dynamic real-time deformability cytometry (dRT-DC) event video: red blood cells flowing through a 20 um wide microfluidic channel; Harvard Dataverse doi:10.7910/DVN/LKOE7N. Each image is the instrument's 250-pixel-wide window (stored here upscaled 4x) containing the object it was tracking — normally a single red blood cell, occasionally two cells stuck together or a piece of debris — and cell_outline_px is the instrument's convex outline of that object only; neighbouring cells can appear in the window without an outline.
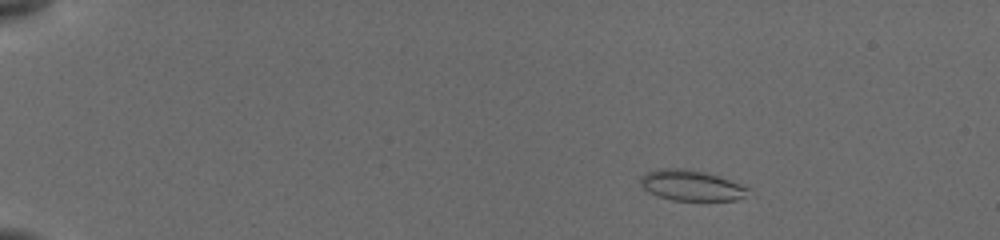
{"species": "common noctule bat (a hibernating species)", "species_latin": "Nyctalus noctula", "temperature_condition": "cold", "stored_images_in_passage": 10, "camera_frame_rate_fps": 3000, "um_per_image_px": 0.085, "animal": {"sex": "female", "body_mass_g": 19.5, "forearm_length_mm": 54.1}, "frame": {"image": 1, "passage_image": 4, "time_ms": 2.333, "image_size_px": [1000, 240], "cell_outline_px": [[756, 196], [736, 200], [672, 200], [660, 196], [644, 188], [640, 184], [640, 176], [648, 172], [660, 168], [684, 168], [704, 172], [752, 188]], "centroid_in_image_um": [58.88, 15.77], "position_along_channel_um": 26.1, "area_um2": 19.36}}
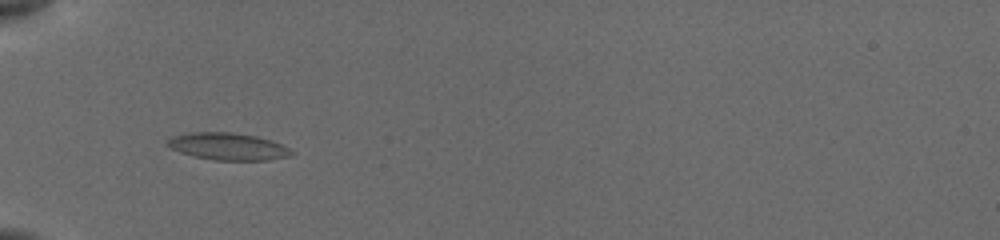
{"frame": {"image": 2, "passage_image": 9, "time_ms": 6.0, "image_size_px": [1000, 240], "cell_outline_px": [[296, 152], [288, 156], [268, 160], [216, 160], [196, 156], [180, 152], [168, 148], [164, 144], [172, 136], [188, 132], [232, 132], [256, 136], [272, 140]], "centroid_in_image_um": [19.34, 12.44], "position_along_channel_um": 65.7, "area_um2": 19.65}}
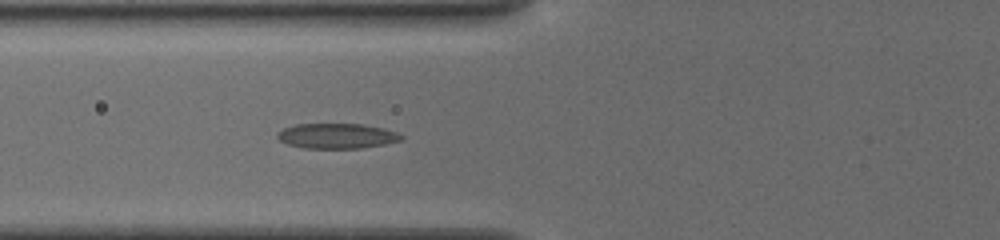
{"frame": {"image": 3, "passage_image": 10, "time_ms": 7.0, "image_size_px": [1000, 240], "cell_outline_px": [[404, 140], [384, 144], [360, 148], [304, 148], [288, 144], [276, 140], [276, 132], [284, 128], [296, 124], [364, 124], [384, 128], [396, 132], [404, 136]], "centroid_in_image_um": [28.62, 11.55], "position_along_channel_um": 97.2, "area_um2": 18.32}}